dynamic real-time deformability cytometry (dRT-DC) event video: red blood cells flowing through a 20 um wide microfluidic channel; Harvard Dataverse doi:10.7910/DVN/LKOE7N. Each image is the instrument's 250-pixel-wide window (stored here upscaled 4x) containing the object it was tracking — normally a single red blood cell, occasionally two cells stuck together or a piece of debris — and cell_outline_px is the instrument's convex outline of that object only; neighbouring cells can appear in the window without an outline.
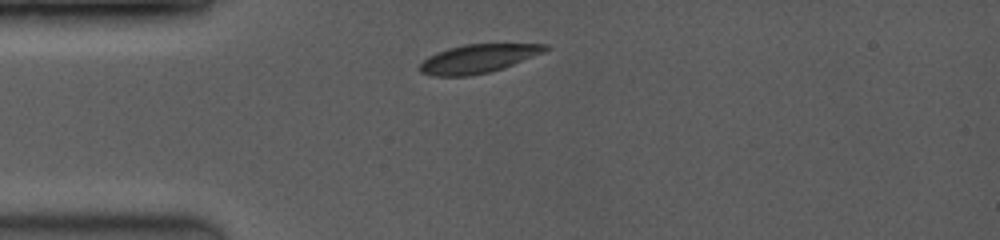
{"species": "common noctule bat (a hibernating species)", "species_latin": "Nyctalus noctula", "temperature_condition": "room temperature", "stored_images_in_passage": 2, "camera_frame_rate_fps": 3500, "um_per_image_px": 0.085, "animal": {"sex": "female", "body_mass_g": 19.0, "forearm_length_mm": 53.3}, "frame": {"image": 1, "passage_image": 1, "time_ms": 0.0, "image_size_px": [1000, 240], "cell_outline_px": [[552, 48], [544, 52], [504, 68], [488, 72], [468, 76], [432, 76], [420, 72], [420, 64], [428, 56], [436, 52], [448, 48], [464, 44], [548, 44]], "centroid_in_image_um": [40.64, 4.98], "position_along_channel_um": 44.4, "area_um2": 20.92}}